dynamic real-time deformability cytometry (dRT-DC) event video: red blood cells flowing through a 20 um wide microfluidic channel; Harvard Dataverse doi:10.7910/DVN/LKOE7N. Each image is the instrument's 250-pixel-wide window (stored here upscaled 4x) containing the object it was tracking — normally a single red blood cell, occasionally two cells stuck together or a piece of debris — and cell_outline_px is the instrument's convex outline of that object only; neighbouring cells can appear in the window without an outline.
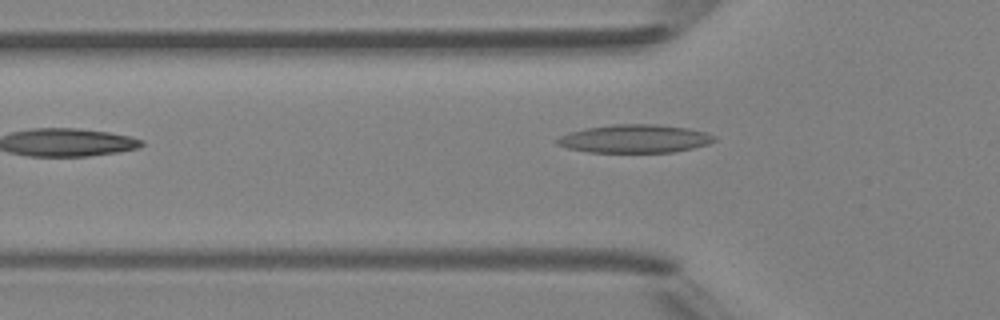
{"species": "Egyptian fruit bat (a non-hibernating species)", "species_latin": "Rousettus aegyptiacus", "temperature_condition": "room temperature", "stored_images_in_passage": 7, "segment_of_instrument_passage": [2, 2], "camera_frame_rate_fps": 3000, "um_per_image_px": 0.085, "animal": {"sex": "female"}, "frame": {"image": 1, "passage_image": 7, "time_ms": 7.667, "image_size_px": [1000, 320], "cell_outline_px": [[716, 140], [708, 144], [692, 148], [672, 152], [588, 152], [568, 148], [556, 144], [552, 140], [568, 132], [584, 128], [612, 124], [660, 124], [688, 128], [704, 132], [716, 136]], "centroid_in_image_um": [53.91, 11.78], "position_along_channel_um": 71.9, "area_um2": 26.07}}